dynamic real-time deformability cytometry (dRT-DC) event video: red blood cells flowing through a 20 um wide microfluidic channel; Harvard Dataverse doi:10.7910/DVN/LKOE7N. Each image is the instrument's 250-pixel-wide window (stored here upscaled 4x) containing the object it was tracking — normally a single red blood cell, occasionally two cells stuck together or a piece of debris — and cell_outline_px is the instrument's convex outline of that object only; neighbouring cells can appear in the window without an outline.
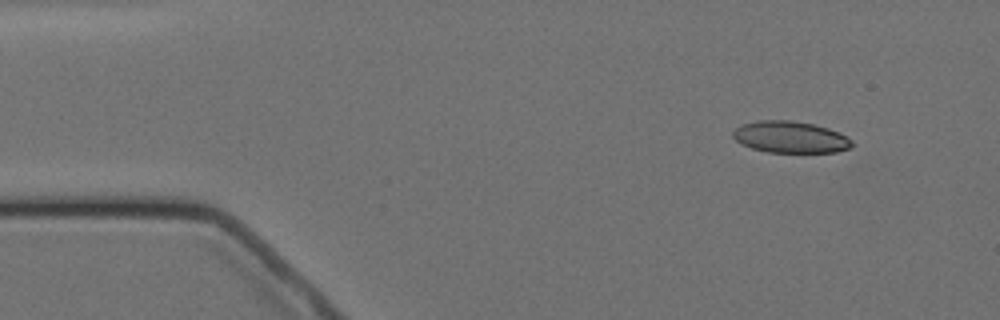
{"species": "Egyptian fruit bat (a non-hibernating species)", "species_latin": "Rousettus aegyptiacus", "temperature_condition": "cold", "stored_images_in_passage": 6, "camera_frame_rate_fps": 3000, "um_per_image_px": 0.085, "animal": {"sex": "female"}, "frame": {"image": 1, "passage_image": 2, "time_ms": 1.0, "image_size_px": [1000, 320], "cell_outline_px": [[856, 144], [852, 148], [836, 152], [768, 152], [752, 148], [736, 140], [732, 136], [732, 132], [736, 128], [744, 124], [756, 120], [792, 120], [812, 124], [828, 128], [840, 132], [848, 136]], "centroid_in_image_um": [67.25, 11.65], "position_along_channel_um": 17.8, "area_um2": 22.08}}
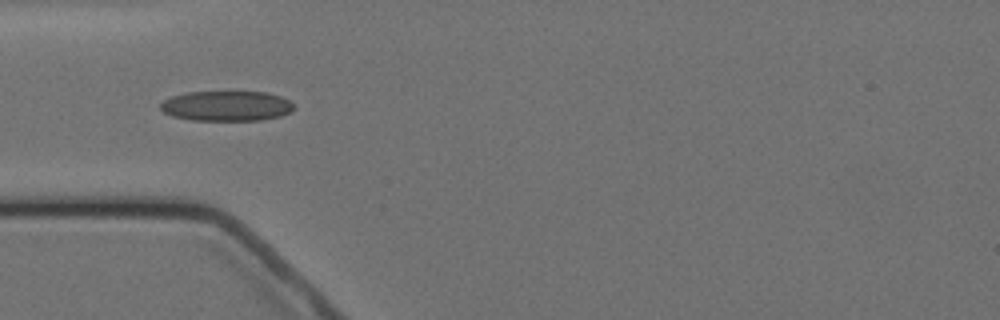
{"frame": {"image": 2, "passage_image": 5, "time_ms": 4.667, "image_size_px": [1000, 320], "cell_outline_px": [[296, 108], [292, 112], [280, 116], [260, 120], [192, 120], [172, 116], [164, 112], [160, 108], [160, 104], [164, 100], [172, 96], [188, 92], [268, 92], [280, 96], [288, 100]], "centroid_in_image_um": [19.27, 9.01], "position_along_channel_um": 65.7, "area_um2": 23.41}}
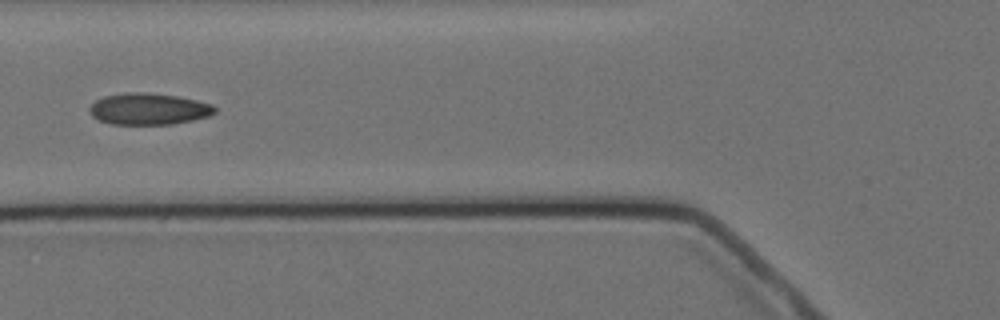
{"frame": {"image": 3, "passage_image": 6, "time_ms": 6.0, "image_size_px": [1000, 320], "cell_outline_px": [[216, 112], [212, 116], [172, 124], [112, 124], [100, 120], [92, 116], [88, 112], [88, 108], [96, 100], [104, 96], [124, 92], [144, 92], [176, 96], [196, 100], [212, 104], [216, 108]], "centroid_in_image_um": [12.64, 9.26], "position_along_channel_um": 113.2, "area_um2": 23.12}}